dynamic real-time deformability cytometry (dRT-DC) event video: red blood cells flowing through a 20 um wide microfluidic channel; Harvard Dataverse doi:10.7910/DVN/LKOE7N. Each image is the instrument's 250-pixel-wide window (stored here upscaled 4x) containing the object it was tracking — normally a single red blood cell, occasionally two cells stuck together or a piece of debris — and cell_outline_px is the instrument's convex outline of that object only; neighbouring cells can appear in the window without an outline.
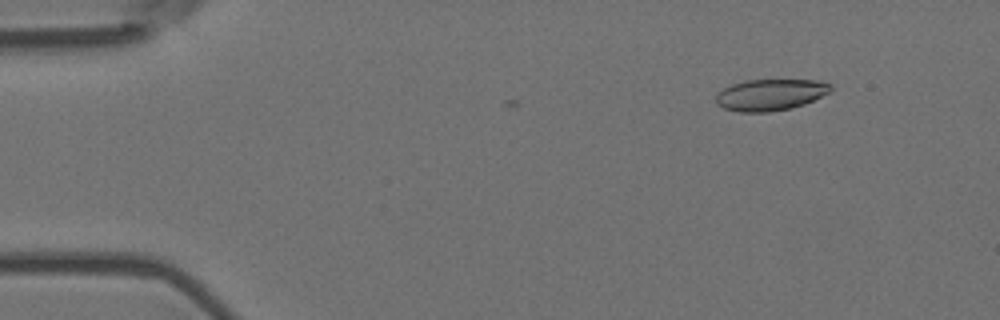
{"species": "Egyptian fruit bat (a non-hibernating species)", "species_latin": "Rousettus aegyptiacus", "temperature_condition": "room temperature", "stored_images_in_passage": 2, "camera_frame_rate_fps": 3000, "um_per_image_px": 0.085, "animal": {"sex": "female"}, "frame": {"image": 1, "passage_image": 2, "time_ms": 0.333, "image_size_px": [1000, 320], "cell_outline_px": [[832, 88], [828, 92], [804, 104], [792, 108], [768, 112], [740, 112], [724, 108], [716, 104], [716, 96], [724, 88], [732, 84], [744, 80], [820, 80], [832, 84]], "centroid_in_image_um": [65.47, 8.05], "position_along_channel_um": 19.5, "area_um2": 20.92}}